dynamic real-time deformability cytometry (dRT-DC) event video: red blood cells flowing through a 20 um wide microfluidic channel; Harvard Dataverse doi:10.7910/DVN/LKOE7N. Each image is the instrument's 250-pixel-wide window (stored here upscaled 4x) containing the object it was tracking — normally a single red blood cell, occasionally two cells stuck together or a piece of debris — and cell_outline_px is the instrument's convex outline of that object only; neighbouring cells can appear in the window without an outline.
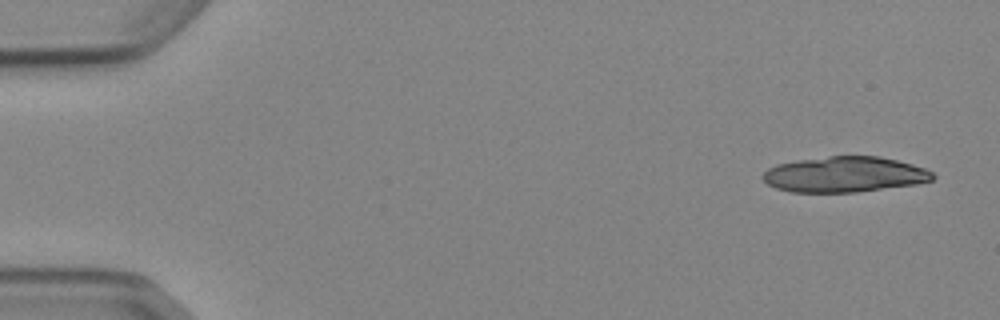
{"species": "Egyptian fruit bat (a non-hibernating species)", "species_latin": "Rousettus aegyptiacus", "temperature_condition": "cold", "stored_images_in_passage": 9, "segment_of_instrument_passage": [1, 2], "camera_frame_rate_fps": 3000, "um_per_image_px": 0.085, "animal": {"sex": "female"}, "frame": {"image": 1, "passage_image": 1, "time_ms": 0.0, "image_size_px": [1000, 320], "cell_outline_px": [[936, 176], [932, 180], [916, 184], [856, 192], [788, 192], [776, 188], [768, 184], [760, 176], [768, 168], [776, 164], [796, 160], [828, 156], [880, 156], [912, 164], [924, 168], [932, 172]], "centroid_in_image_um": [71.76, 14.82], "position_along_channel_um": 13.2, "area_um2": 35.32}}